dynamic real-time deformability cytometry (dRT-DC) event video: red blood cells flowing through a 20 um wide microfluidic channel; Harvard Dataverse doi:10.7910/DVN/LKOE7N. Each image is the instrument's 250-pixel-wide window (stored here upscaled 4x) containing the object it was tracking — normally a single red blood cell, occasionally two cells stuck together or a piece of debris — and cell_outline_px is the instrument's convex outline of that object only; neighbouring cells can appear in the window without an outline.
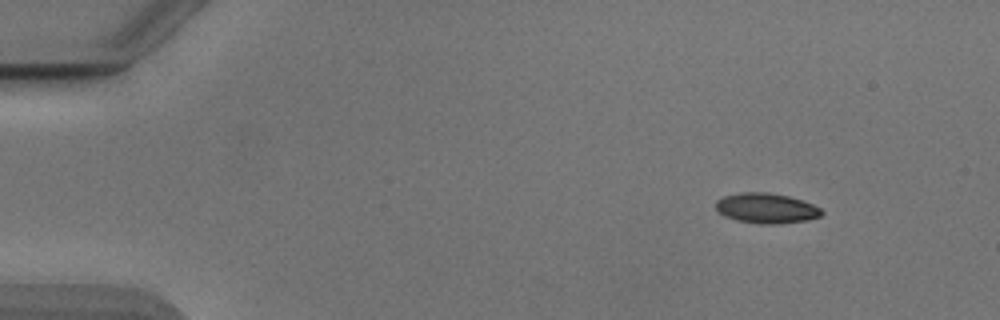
{"species": "Egyptian fruit bat (a non-hibernating species)", "species_latin": "Rousettus aegyptiacus", "temperature_condition": "cold", "stored_images_in_passage": 48, "camera_frame_rate_fps": 3000, "um_per_image_px": 0.085, "animal": {"sex": "male"}, "frame": {"image": 1, "passage_image": 1, "time_ms": 0.0, "image_size_px": [1000, 320], "cell_outline_px": [[824, 212], [820, 216], [808, 220], [780, 224], [760, 224], [736, 220], [724, 216], [716, 208], [716, 200], [724, 196], [740, 192], [768, 192], [788, 196], [812, 204], [820, 208]], "centroid_in_image_um": [65.13, 17.7], "position_along_channel_um": 19.9, "area_um2": 18.61}}
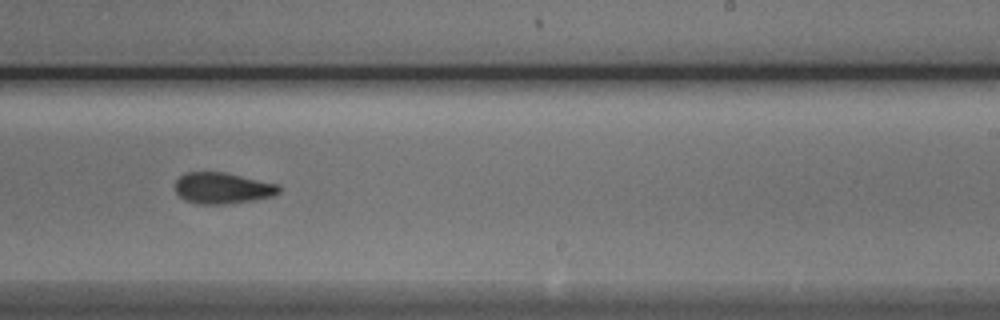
{"frame": {"image": 2, "passage_image": 28, "time_ms": 9.0, "image_size_px": [1000, 320], "cell_outline_px": [[280, 192], [276, 196], [256, 200], [228, 204], [196, 204], [184, 200], [176, 192], [176, 180], [180, 176], [188, 172], [224, 172], [280, 184]], "centroid_in_image_um": [18.96, 16.0], "position_along_channel_um": 270.0, "area_um2": 19.13}}
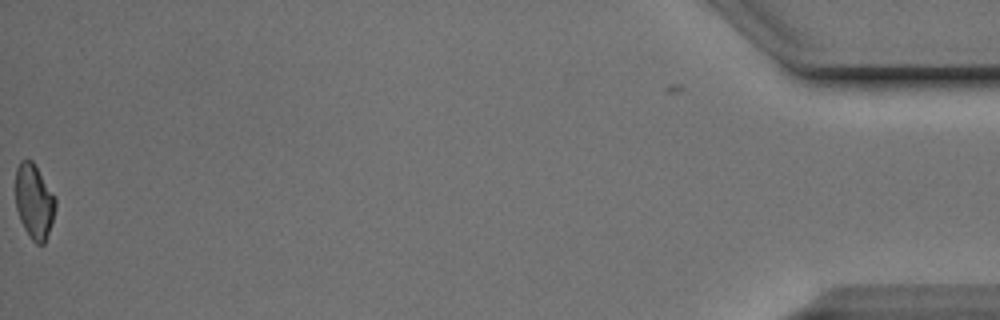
{"frame": {"image": 3, "passage_image": 48, "time_ms": 15.667, "image_size_px": [1000, 320], "cell_outline_px": [[56, 208], [44, 244], [36, 244], [32, 240], [24, 228], [20, 220], [16, 208], [16, 168], [20, 160], [32, 160], [56, 200]], "centroid_in_image_um": [2.88, 17.13], "position_along_channel_um": 432.3, "area_um2": 17.05}, "authors_computed_cell_mechanics": {"area_um2": 18.9873, "velocity_mm_per_s": 3.8999, "shape_relaxation_time_tau1_ms": 2.9486, "shape_relaxation_time_tau2_ms": 5.0347, "deformation_change_tau1": 0.1323, "deformation_change_tau2": 0.1153}}